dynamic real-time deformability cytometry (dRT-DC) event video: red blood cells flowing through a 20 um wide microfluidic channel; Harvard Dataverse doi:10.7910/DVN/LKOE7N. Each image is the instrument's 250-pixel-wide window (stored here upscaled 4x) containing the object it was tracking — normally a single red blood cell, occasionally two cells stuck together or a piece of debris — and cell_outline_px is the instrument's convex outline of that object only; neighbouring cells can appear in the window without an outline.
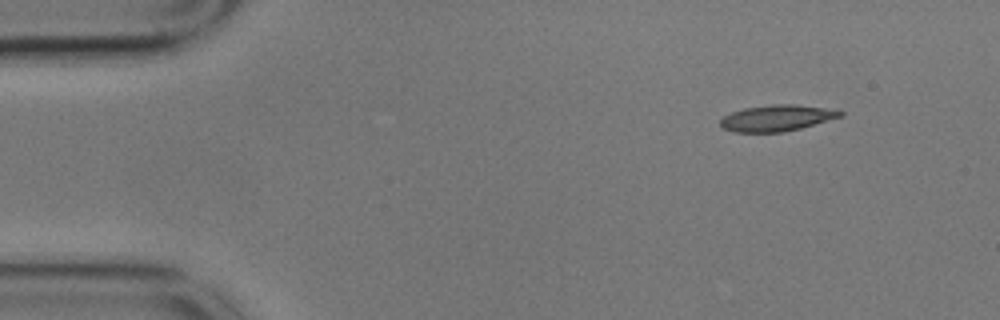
{"species": "common noctule bat (a hibernating species)", "species_latin": "Nyctalus noctula", "temperature_condition": "cold", "stored_images_in_passage": 51, "camera_frame_rate_fps": 3000, "um_per_image_px": 0.085, "animal": {"sex": "male", "body_mass_g": 17.9}, "frame": {"image": 1, "passage_image": 1, "time_ms": 0.0, "image_size_px": [1000, 320], "cell_outline_px": [[844, 116], [800, 128], [784, 132], [732, 132], [720, 128], [720, 120], [724, 116], [732, 112], [744, 108], [772, 104], [796, 104], [844, 112]], "centroid_in_image_um": [65.97, 10.04], "position_along_channel_um": 19.0, "area_um2": 18.21}}
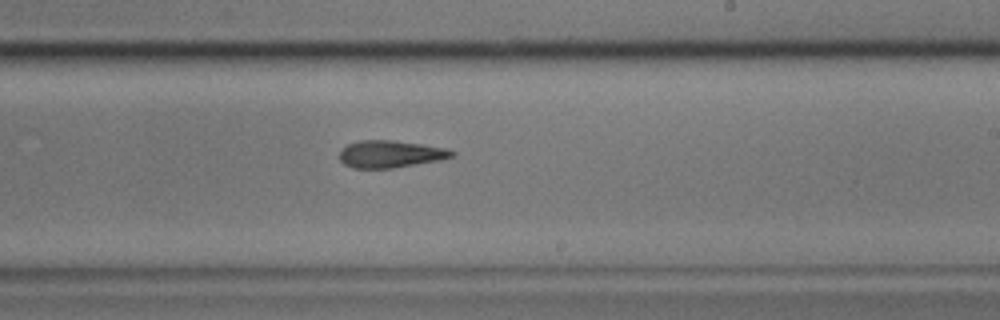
{"frame": {"image": 2, "passage_image": 28, "time_ms": 9.0, "image_size_px": [1000, 320], "cell_outline_px": [[456, 156], [440, 160], [392, 168], [352, 168], [344, 164], [340, 160], [340, 152], [348, 144], [360, 140], [392, 140], [448, 148], [456, 152]], "centroid_in_image_um": [33.22, 13.09], "position_along_channel_um": 255.8, "area_um2": 17.8}}
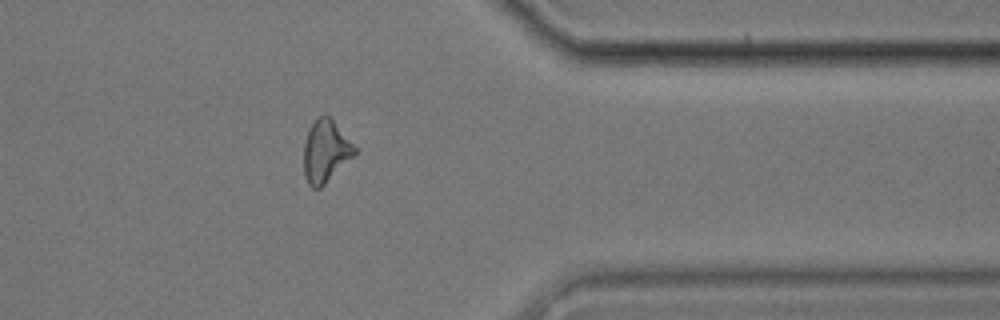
{"frame": {"image": 3, "passage_image": 40, "time_ms": 13.0, "image_size_px": [1000, 320], "cell_outline_px": [[356, 152], [320, 188], [312, 188], [308, 184], [304, 176], [304, 144], [308, 132], [312, 124], [324, 112], [332, 120], [356, 148]], "centroid_in_image_um": [27.63, 12.86], "position_along_channel_um": 383.8, "area_um2": 17.8}, "authors_computed_cell_mechanics": {"area_um2": 18.4382, "velocity_mm_per_s": 3.5323, "shape_relaxation_time_tau1_ms": 10.3177, "shape_relaxation_time_tau2_ms": 2.396, "deformation_change_tau1": 0.2477, "deformation_change_tau2": 0.1016}}